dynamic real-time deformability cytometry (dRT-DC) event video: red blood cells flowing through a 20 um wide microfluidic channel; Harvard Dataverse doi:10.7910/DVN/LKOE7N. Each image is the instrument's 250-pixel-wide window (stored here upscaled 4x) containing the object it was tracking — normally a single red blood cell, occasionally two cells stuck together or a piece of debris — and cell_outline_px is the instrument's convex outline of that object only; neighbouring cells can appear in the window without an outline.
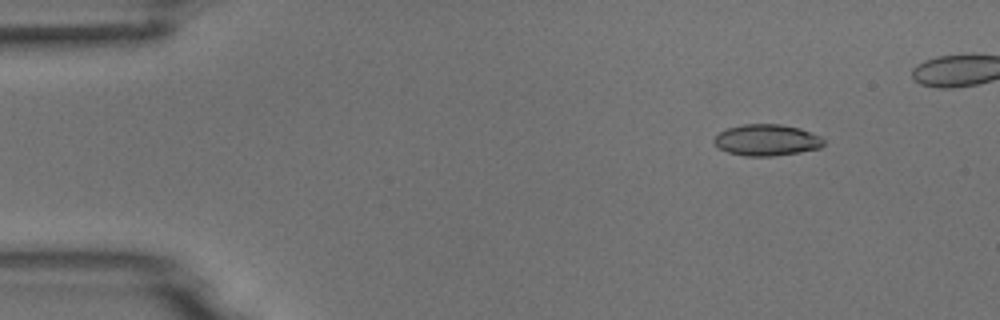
{"species": "common noctule bat (a hibernating species)", "species_latin": "Nyctalus noctula", "temperature_condition": "room temperature", "stored_images_in_passage": 7, "camera_frame_rate_fps": 3000, "um_per_image_px": 0.085, "animal": {"sex": "male", "body_mass_g": 18.8}, "frame": {"image": 1, "passage_image": 2, "time_ms": 1.0, "image_size_px": [1000, 320], "cell_outline_px": [[824, 144], [820, 148], [800, 152], [772, 156], [744, 156], [728, 152], [716, 148], [712, 140], [720, 132], [728, 128], [744, 124], [780, 124], [800, 128], [820, 136], [824, 140]], "centroid_in_image_um": [65.15, 11.91], "position_along_channel_um": 19.9, "area_um2": 20.11}}